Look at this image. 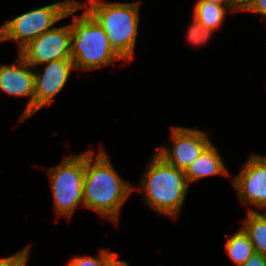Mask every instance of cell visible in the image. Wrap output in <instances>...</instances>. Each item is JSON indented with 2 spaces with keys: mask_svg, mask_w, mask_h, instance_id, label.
Wrapping results in <instances>:
<instances>
[{
  "mask_svg": "<svg viewBox=\"0 0 266 266\" xmlns=\"http://www.w3.org/2000/svg\"><path fill=\"white\" fill-rule=\"evenodd\" d=\"M16 62L13 65H0V90L9 95L30 97L22 114V119H26L34 114V68L20 55Z\"/></svg>",
  "mask_w": 266,
  "mask_h": 266,
  "instance_id": "8fae6325",
  "label": "cell"
},
{
  "mask_svg": "<svg viewBox=\"0 0 266 266\" xmlns=\"http://www.w3.org/2000/svg\"><path fill=\"white\" fill-rule=\"evenodd\" d=\"M202 1H208L223 6H241V4L237 0H202Z\"/></svg>",
  "mask_w": 266,
  "mask_h": 266,
  "instance_id": "44dd1931",
  "label": "cell"
},
{
  "mask_svg": "<svg viewBox=\"0 0 266 266\" xmlns=\"http://www.w3.org/2000/svg\"><path fill=\"white\" fill-rule=\"evenodd\" d=\"M106 32L112 48L125 60L132 59L139 24V5L135 3H106L101 0L78 2Z\"/></svg>",
  "mask_w": 266,
  "mask_h": 266,
  "instance_id": "7a4b0ae2",
  "label": "cell"
},
{
  "mask_svg": "<svg viewBox=\"0 0 266 266\" xmlns=\"http://www.w3.org/2000/svg\"><path fill=\"white\" fill-rule=\"evenodd\" d=\"M93 157V151L85 152L84 207L117 222L120 209L134 188L117 174L103 149L94 162Z\"/></svg>",
  "mask_w": 266,
  "mask_h": 266,
  "instance_id": "6da1fadb",
  "label": "cell"
},
{
  "mask_svg": "<svg viewBox=\"0 0 266 266\" xmlns=\"http://www.w3.org/2000/svg\"><path fill=\"white\" fill-rule=\"evenodd\" d=\"M241 11H252L266 17V0H245L241 5Z\"/></svg>",
  "mask_w": 266,
  "mask_h": 266,
  "instance_id": "d6986e66",
  "label": "cell"
},
{
  "mask_svg": "<svg viewBox=\"0 0 266 266\" xmlns=\"http://www.w3.org/2000/svg\"><path fill=\"white\" fill-rule=\"evenodd\" d=\"M213 30L206 29L200 22H198L193 17V23L189 27L188 31V41L191 42V44L200 45L208 41L209 37L211 36V33Z\"/></svg>",
  "mask_w": 266,
  "mask_h": 266,
  "instance_id": "e0dca14e",
  "label": "cell"
},
{
  "mask_svg": "<svg viewBox=\"0 0 266 266\" xmlns=\"http://www.w3.org/2000/svg\"><path fill=\"white\" fill-rule=\"evenodd\" d=\"M29 246L21 251L0 259V266H25L28 260Z\"/></svg>",
  "mask_w": 266,
  "mask_h": 266,
  "instance_id": "ac0fdd59",
  "label": "cell"
},
{
  "mask_svg": "<svg viewBox=\"0 0 266 266\" xmlns=\"http://www.w3.org/2000/svg\"><path fill=\"white\" fill-rule=\"evenodd\" d=\"M84 171L85 153L67 157L60 165L49 169L57 215L71 217L80 203L84 207Z\"/></svg>",
  "mask_w": 266,
  "mask_h": 266,
  "instance_id": "8992f818",
  "label": "cell"
},
{
  "mask_svg": "<svg viewBox=\"0 0 266 266\" xmlns=\"http://www.w3.org/2000/svg\"><path fill=\"white\" fill-rule=\"evenodd\" d=\"M225 250L237 266L243 265L255 252L253 244L243 229L228 237Z\"/></svg>",
  "mask_w": 266,
  "mask_h": 266,
  "instance_id": "9a60e30c",
  "label": "cell"
},
{
  "mask_svg": "<svg viewBox=\"0 0 266 266\" xmlns=\"http://www.w3.org/2000/svg\"><path fill=\"white\" fill-rule=\"evenodd\" d=\"M233 184L243 203L266 208V157L252 154Z\"/></svg>",
  "mask_w": 266,
  "mask_h": 266,
  "instance_id": "9c48e42d",
  "label": "cell"
},
{
  "mask_svg": "<svg viewBox=\"0 0 266 266\" xmlns=\"http://www.w3.org/2000/svg\"><path fill=\"white\" fill-rule=\"evenodd\" d=\"M188 184L209 175H228V170L222 161L216 147L210 143L199 157L185 170Z\"/></svg>",
  "mask_w": 266,
  "mask_h": 266,
  "instance_id": "7c38bea8",
  "label": "cell"
},
{
  "mask_svg": "<svg viewBox=\"0 0 266 266\" xmlns=\"http://www.w3.org/2000/svg\"><path fill=\"white\" fill-rule=\"evenodd\" d=\"M71 59L75 69H93L123 59L110 45L106 32L85 10L71 24Z\"/></svg>",
  "mask_w": 266,
  "mask_h": 266,
  "instance_id": "277c9868",
  "label": "cell"
},
{
  "mask_svg": "<svg viewBox=\"0 0 266 266\" xmlns=\"http://www.w3.org/2000/svg\"><path fill=\"white\" fill-rule=\"evenodd\" d=\"M237 1L242 5L245 0H237Z\"/></svg>",
  "mask_w": 266,
  "mask_h": 266,
  "instance_id": "603a6c76",
  "label": "cell"
},
{
  "mask_svg": "<svg viewBox=\"0 0 266 266\" xmlns=\"http://www.w3.org/2000/svg\"><path fill=\"white\" fill-rule=\"evenodd\" d=\"M143 178L140 185L149 206L156 212L176 217L188 190L184 171L168 164L156 153Z\"/></svg>",
  "mask_w": 266,
  "mask_h": 266,
  "instance_id": "3957f363",
  "label": "cell"
},
{
  "mask_svg": "<svg viewBox=\"0 0 266 266\" xmlns=\"http://www.w3.org/2000/svg\"><path fill=\"white\" fill-rule=\"evenodd\" d=\"M81 6L75 1H62L17 16L0 27V41L16 40L19 51L29 42L52 25L79 10Z\"/></svg>",
  "mask_w": 266,
  "mask_h": 266,
  "instance_id": "5b68a950",
  "label": "cell"
},
{
  "mask_svg": "<svg viewBox=\"0 0 266 266\" xmlns=\"http://www.w3.org/2000/svg\"><path fill=\"white\" fill-rule=\"evenodd\" d=\"M43 74L34 69V112L45 105H50L52 99L64 88L69 74L75 69L72 59H60L44 63ZM38 73H40L38 75Z\"/></svg>",
  "mask_w": 266,
  "mask_h": 266,
  "instance_id": "30bf717a",
  "label": "cell"
},
{
  "mask_svg": "<svg viewBox=\"0 0 266 266\" xmlns=\"http://www.w3.org/2000/svg\"><path fill=\"white\" fill-rule=\"evenodd\" d=\"M229 8L232 11H241V6H223L198 0L194 7L193 17L206 29L214 31L221 25Z\"/></svg>",
  "mask_w": 266,
  "mask_h": 266,
  "instance_id": "4fadbf2b",
  "label": "cell"
},
{
  "mask_svg": "<svg viewBox=\"0 0 266 266\" xmlns=\"http://www.w3.org/2000/svg\"><path fill=\"white\" fill-rule=\"evenodd\" d=\"M171 137L172 150L168 147L158 148L157 154L168 164L184 172L211 143L206 133L184 127H174Z\"/></svg>",
  "mask_w": 266,
  "mask_h": 266,
  "instance_id": "ba28073f",
  "label": "cell"
},
{
  "mask_svg": "<svg viewBox=\"0 0 266 266\" xmlns=\"http://www.w3.org/2000/svg\"><path fill=\"white\" fill-rule=\"evenodd\" d=\"M109 266H129L126 261L117 260V258Z\"/></svg>",
  "mask_w": 266,
  "mask_h": 266,
  "instance_id": "7402d4cb",
  "label": "cell"
},
{
  "mask_svg": "<svg viewBox=\"0 0 266 266\" xmlns=\"http://www.w3.org/2000/svg\"><path fill=\"white\" fill-rule=\"evenodd\" d=\"M71 34V24L55 27L25 45L19 55L33 68L37 64L71 59Z\"/></svg>",
  "mask_w": 266,
  "mask_h": 266,
  "instance_id": "52a82bcc",
  "label": "cell"
},
{
  "mask_svg": "<svg viewBox=\"0 0 266 266\" xmlns=\"http://www.w3.org/2000/svg\"><path fill=\"white\" fill-rule=\"evenodd\" d=\"M116 258L115 252L109 253V251L102 250L100 257L84 256L72 258L68 266H109Z\"/></svg>",
  "mask_w": 266,
  "mask_h": 266,
  "instance_id": "2e32d148",
  "label": "cell"
},
{
  "mask_svg": "<svg viewBox=\"0 0 266 266\" xmlns=\"http://www.w3.org/2000/svg\"><path fill=\"white\" fill-rule=\"evenodd\" d=\"M242 229L248 235L256 253L266 255V214L248 210Z\"/></svg>",
  "mask_w": 266,
  "mask_h": 266,
  "instance_id": "5bb4252c",
  "label": "cell"
},
{
  "mask_svg": "<svg viewBox=\"0 0 266 266\" xmlns=\"http://www.w3.org/2000/svg\"><path fill=\"white\" fill-rule=\"evenodd\" d=\"M241 266H266V255L254 252Z\"/></svg>",
  "mask_w": 266,
  "mask_h": 266,
  "instance_id": "ffe728a7",
  "label": "cell"
}]
</instances>
